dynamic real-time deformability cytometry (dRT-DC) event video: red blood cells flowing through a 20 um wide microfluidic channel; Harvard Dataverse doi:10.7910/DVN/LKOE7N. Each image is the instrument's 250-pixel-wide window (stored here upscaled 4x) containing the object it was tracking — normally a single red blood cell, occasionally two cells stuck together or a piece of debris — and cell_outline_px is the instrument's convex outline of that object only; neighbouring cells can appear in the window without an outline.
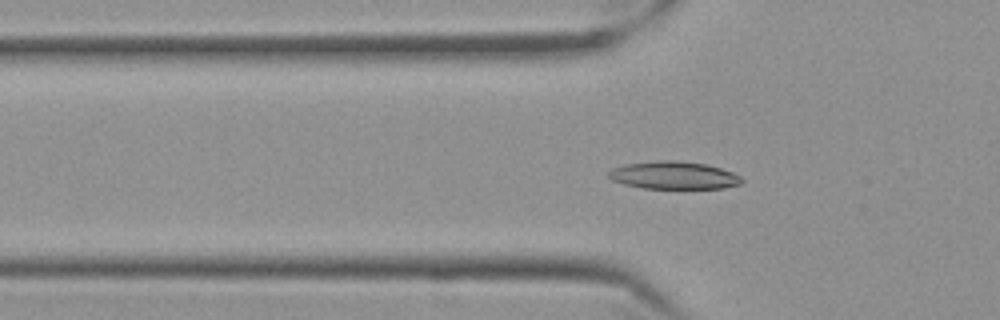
{"species": "Egyptian fruit bat (a non-hibernating species)", "species_latin": "Rousettus aegyptiacus", "temperature_condition": "cold", "stored_images_in_passage": 58, "camera_frame_rate_fps": 3000, "um_per_image_px": 0.085, "frame": {"image": 1, "passage_image": 18, "time_ms": 5.667, "image_size_px": [1000, 320], "cell_outline_px": [[744, 180], [740, 184], [724, 188], [644, 188], [624, 184], [612, 180], [608, 176], [608, 172], [612, 168], [628, 164], [660, 160], [672, 160], [708, 164], [732, 172], [740, 176]], "centroid_in_image_um": [57.29, 14.9], "position_along_channel_um": 68.5, "area_um2": 21.33}}
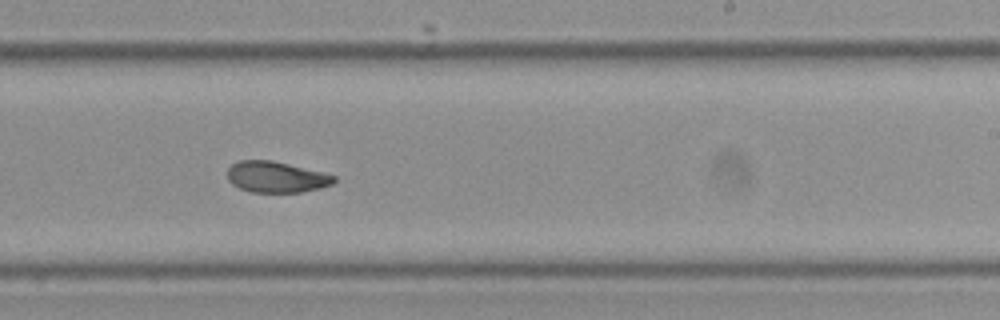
{"frame": {"image": 2, "passage_image": 35, "time_ms": 11.333, "image_size_px": [1000, 320], "cell_outline_px": [[336, 180], [332, 184], [320, 188], [300, 192], [252, 192], [240, 188], [232, 184], [228, 180], [228, 168], [232, 164], [240, 160], [272, 160], [324, 172], [336, 176]], "centroid_in_image_um": [23.49, 15.04], "position_along_channel_um": 265.5, "area_um2": 19.31}}
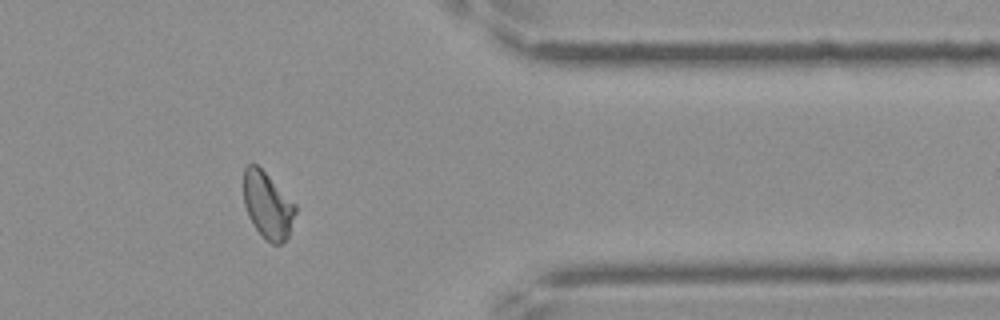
{"frame": {"image": 3, "passage_image": 47, "time_ms": 15.333, "image_size_px": [1000, 320], "cell_outline_px": [[296, 212], [288, 236], [280, 244], [272, 244], [252, 224], [248, 216], [244, 204], [244, 168], [248, 164], [256, 164], [296, 204]], "centroid_in_image_um": [22.74, 17.45], "position_along_channel_um": 388.7, "area_um2": 19.71}, "authors_computed_cell_mechanics": {"area_um2": 20.5479, "velocity_mm_per_s": 3.4734, "shape_relaxation_time_tau1_ms": 6.1306, "shape_relaxation_time_tau2_ms": 4.3804, "deformation_change_tau1": 0.1431, "deformation_change_tau2": 0.0867}}